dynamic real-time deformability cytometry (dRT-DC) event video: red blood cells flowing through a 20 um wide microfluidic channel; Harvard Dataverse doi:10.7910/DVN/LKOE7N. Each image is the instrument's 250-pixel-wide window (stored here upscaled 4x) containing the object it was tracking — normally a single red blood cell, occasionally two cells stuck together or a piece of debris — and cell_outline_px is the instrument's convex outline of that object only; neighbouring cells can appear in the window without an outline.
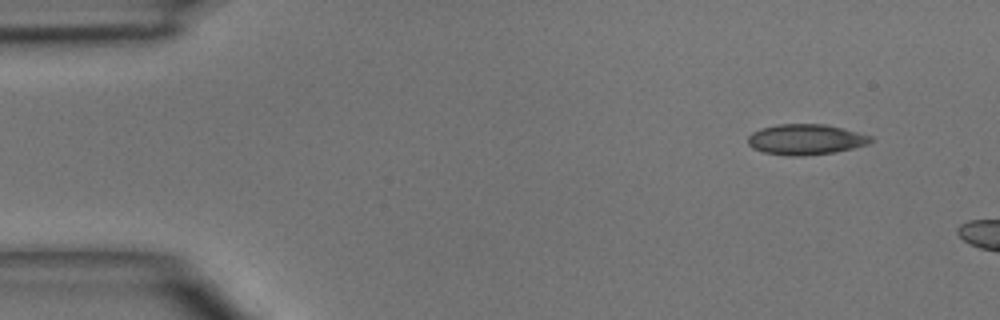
{"species": "common noctule bat (a hibernating species)", "species_latin": "Nyctalus noctula", "temperature_condition": "room temperature", "stored_images_in_passage": 2, "camera_frame_rate_fps": 3000, "um_per_image_px": 0.085, "animal": {"sex": "male", "body_mass_g": 15.6}, "frame": {"image": 1, "passage_image": 1, "time_ms": 0.0, "image_size_px": [1000, 320], "cell_outline_px": [[872, 140], [868, 144], [836, 152], [804, 156], [788, 156], [764, 152], [752, 148], [748, 144], [748, 136], [752, 132], [760, 128], [780, 124], [824, 124], [872, 136]], "centroid_in_image_um": [68.45, 11.86], "position_along_channel_um": 16.6, "area_um2": 21.79}}